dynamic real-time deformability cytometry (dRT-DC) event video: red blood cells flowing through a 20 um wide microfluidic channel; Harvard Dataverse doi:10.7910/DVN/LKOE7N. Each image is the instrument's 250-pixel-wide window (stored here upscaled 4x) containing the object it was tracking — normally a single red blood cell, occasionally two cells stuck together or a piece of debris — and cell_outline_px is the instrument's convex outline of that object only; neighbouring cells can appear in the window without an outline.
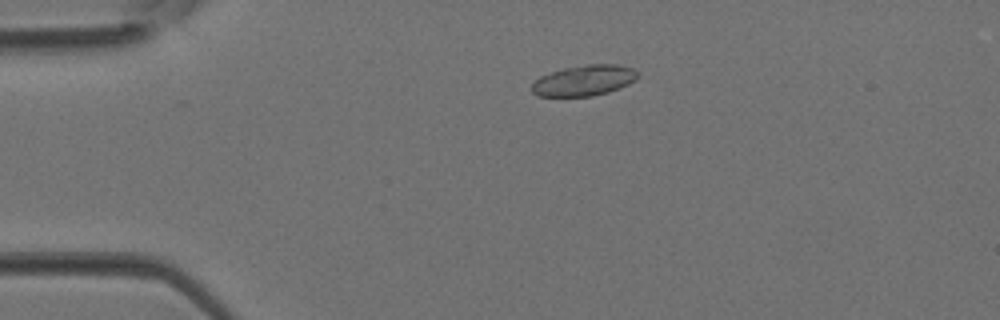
{"species": "Egyptian fruit bat (a non-hibernating species)", "species_latin": "Rousettus aegyptiacus", "temperature_condition": "room temperature", "stored_images_in_passage": 4, "camera_frame_rate_fps": 3000, "um_per_image_px": 0.085, "animal": {"sex": "female"}, "frame": {"image": 1, "passage_image": 3, "time_ms": 0.667, "image_size_px": [1000, 320], "cell_outline_px": [[640, 76], [636, 80], [620, 88], [608, 92], [592, 96], [536, 96], [532, 92], [532, 84], [540, 76], [564, 68], [588, 64], [616, 64], [632, 68], [640, 72]], "centroid_in_image_um": [49.69, 6.84], "position_along_channel_um": 35.3, "area_um2": 19.02}}